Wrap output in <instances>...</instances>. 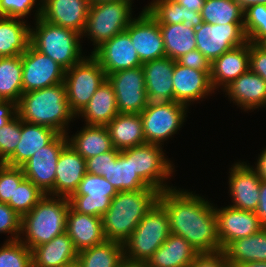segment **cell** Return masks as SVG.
<instances>
[{"label":"cell","instance_id":"6da1fadb","mask_svg":"<svg viewBox=\"0 0 266 267\" xmlns=\"http://www.w3.org/2000/svg\"><path fill=\"white\" fill-rule=\"evenodd\" d=\"M158 203L167 213L171 234L183 237L199 254L221 251L213 203L176 187L160 192Z\"/></svg>","mask_w":266,"mask_h":267},{"label":"cell","instance_id":"7a4b0ae2","mask_svg":"<svg viewBox=\"0 0 266 267\" xmlns=\"http://www.w3.org/2000/svg\"><path fill=\"white\" fill-rule=\"evenodd\" d=\"M159 194L160 191L152 187L117 192L101 217L106 240L123 244L158 202Z\"/></svg>","mask_w":266,"mask_h":267},{"label":"cell","instance_id":"3957f363","mask_svg":"<svg viewBox=\"0 0 266 267\" xmlns=\"http://www.w3.org/2000/svg\"><path fill=\"white\" fill-rule=\"evenodd\" d=\"M18 117L27 123L54 129L59 134H69V123L76 116L71 112L63 83L23 93L17 103Z\"/></svg>","mask_w":266,"mask_h":267},{"label":"cell","instance_id":"277c9868","mask_svg":"<svg viewBox=\"0 0 266 267\" xmlns=\"http://www.w3.org/2000/svg\"><path fill=\"white\" fill-rule=\"evenodd\" d=\"M69 206L66 197L44 195L29 213L21 217L22 237L19 240L31 250L66 232Z\"/></svg>","mask_w":266,"mask_h":267},{"label":"cell","instance_id":"5b68a950","mask_svg":"<svg viewBox=\"0 0 266 267\" xmlns=\"http://www.w3.org/2000/svg\"><path fill=\"white\" fill-rule=\"evenodd\" d=\"M35 23V27L30 28V45L49 56L65 71L86 57L82 55L80 33L49 23L41 16Z\"/></svg>","mask_w":266,"mask_h":267},{"label":"cell","instance_id":"8992f818","mask_svg":"<svg viewBox=\"0 0 266 267\" xmlns=\"http://www.w3.org/2000/svg\"><path fill=\"white\" fill-rule=\"evenodd\" d=\"M170 234L167 213L157 202L123 243L124 258L146 263Z\"/></svg>","mask_w":266,"mask_h":267},{"label":"cell","instance_id":"52a82bcc","mask_svg":"<svg viewBox=\"0 0 266 267\" xmlns=\"http://www.w3.org/2000/svg\"><path fill=\"white\" fill-rule=\"evenodd\" d=\"M132 4L126 0L100 2L89 6L82 38L93 42L91 54L105 41L125 31L133 19Z\"/></svg>","mask_w":266,"mask_h":267},{"label":"cell","instance_id":"ba28073f","mask_svg":"<svg viewBox=\"0 0 266 267\" xmlns=\"http://www.w3.org/2000/svg\"><path fill=\"white\" fill-rule=\"evenodd\" d=\"M106 79V73L92 54L65 71L68 105L75 116L84 109Z\"/></svg>","mask_w":266,"mask_h":267},{"label":"cell","instance_id":"9c48e42d","mask_svg":"<svg viewBox=\"0 0 266 267\" xmlns=\"http://www.w3.org/2000/svg\"><path fill=\"white\" fill-rule=\"evenodd\" d=\"M187 107L175 101H149L140 113L146 143L162 146L164 141L176 134L186 120Z\"/></svg>","mask_w":266,"mask_h":267},{"label":"cell","instance_id":"30bf717a","mask_svg":"<svg viewBox=\"0 0 266 267\" xmlns=\"http://www.w3.org/2000/svg\"><path fill=\"white\" fill-rule=\"evenodd\" d=\"M163 146L144 143L129 148L134 171L152 188L160 192L174 188L166 180L172 177L174 166L164 155Z\"/></svg>","mask_w":266,"mask_h":267},{"label":"cell","instance_id":"8fae6325","mask_svg":"<svg viewBox=\"0 0 266 267\" xmlns=\"http://www.w3.org/2000/svg\"><path fill=\"white\" fill-rule=\"evenodd\" d=\"M196 49L211 63L226 51L248 42L244 23L208 24L195 28Z\"/></svg>","mask_w":266,"mask_h":267},{"label":"cell","instance_id":"7c38bea8","mask_svg":"<svg viewBox=\"0 0 266 267\" xmlns=\"http://www.w3.org/2000/svg\"><path fill=\"white\" fill-rule=\"evenodd\" d=\"M117 100L119 113L140 114L148 105L145 73L142 66L107 75Z\"/></svg>","mask_w":266,"mask_h":267},{"label":"cell","instance_id":"4fadbf2b","mask_svg":"<svg viewBox=\"0 0 266 267\" xmlns=\"http://www.w3.org/2000/svg\"><path fill=\"white\" fill-rule=\"evenodd\" d=\"M67 144V134H58L22 166L25 178L45 195L55 196L56 165L60 152Z\"/></svg>","mask_w":266,"mask_h":267},{"label":"cell","instance_id":"5bb4252c","mask_svg":"<svg viewBox=\"0 0 266 267\" xmlns=\"http://www.w3.org/2000/svg\"><path fill=\"white\" fill-rule=\"evenodd\" d=\"M116 195L117 191L103 176L87 172L68 200L74 211L102 217Z\"/></svg>","mask_w":266,"mask_h":267},{"label":"cell","instance_id":"9a60e30c","mask_svg":"<svg viewBox=\"0 0 266 267\" xmlns=\"http://www.w3.org/2000/svg\"><path fill=\"white\" fill-rule=\"evenodd\" d=\"M22 66L23 93L64 82L65 70L31 45L22 54Z\"/></svg>","mask_w":266,"mask_h":267},{"label":"cell","instance_id":"2e32d148","mask_svg":"<svg viewBox=\"0 0 266 267\" xmlns=\"http://www.w3.org/2000/svg\"><path fill=\"white\" fill-rule=\"evenodd\" d=\"M126 31L142 64L166 57L159 23L148 11L134 17Z\"/></svg>","mask_w":266,"mask_h":267},{"label":"cell","instance_id":"e0dca14e","mask_svg":"<svg viewBox=\"0 0 266 267\" xmlns=\"http://www.w3.org/2000/svg\"><path fill=\"white\" fill-rule=\"evenodd\" d=\"M230 171L229 195L233 203L230 206L255 212L259 205L261 179L254 166L240 161L233 164Z\"/></svg>","mask_w":266,"mask_h":267},{"label":"cell","instance_id":"ac0fdd59","mask_svg":"<svg viewBox=\"0 0 266 267\" xmlns=\"http://www.w3.org/2000/svg\"><path fill=\"white\" fill-rule=\"evenodd\" d=\"M221 251L232 241L251 236L264 228L254 211L231 206L215 207Z\"/></svg>","mask_w":266,"mask_h":267},{"label":"cell","instance_id":"d6986e66","mask_svg":"<svg viewBox=\"0 0 266 267\" xmlns=\"http://www.w3.org/2000/svg\"><path fill=\"white\" fill-rule=\"evenodd\" d=\"M92 55L106 75L143 65L126 30L105 41Z\"/></svg>","mask_w":266,"mask_h":267},{"label":"cell","instance_id":"ffe728a7","mask_svg":"<svg viewBox=\"0 0 266 267\" xmlns=\"http://www.w3.org/2000/svg\"><path fill=\"white\" fill-rule=\"evenodd\" d=\"M211 70H196L175 62L173 71L174 101L190 106L212 94Z\"/></svg>","mask_w":266,"mask_h":267},{"label":"cell","instance_id":"44dd1931","mask_svg":"<svg viewBox=\"0 0 266 267\" xmlns=\"http://www.w3.org/2000/svg\"><path fill=\"white\" fill-rule=\"evenodd\" d=\"M90 4L87 0H42L41 17L82 35Z\"/></svg>","mask_w":266,"mask_h":267},{"label":"cell","instance_id":"7402d4cb","mask_svg":"<svg viewBox=\"0 0 266 267\" xmlns=\"http://www.w3.org/2000/svg\"><path fill=\"white\" fill-rule=\"evenodd\" d=\"M249 70V41L234 47L211 63L210 81L216 91L223 90L232 81Z\"/></svg>","mask_w":266,"mask_h":267},{"label":"cell","instance_id":"603a6c76","mask_svg":"<svg viewBox=\"0 0 266 267\" xmlns=\"http://www.w3.org/2000/svg\"><path fill=\"white\" fill-rule=\"evenodd\" d=\"M225 95L244 111L266 107V81L248 70L224 89Z\"/></svg>","mask_w":266,"mask_h":267},{"label":"cell","instance_id":"cb8c5ba5","mask_svg":"<svg viewBox=\"0 0 266 267\" xmlns=\"http://www.w3.org/2000/svg\"><path fill=\"white\" fill-rule=\"evenodd\" d=\"M176 60L164 57L142 65L148 100L151 102L174 101L173 71Z\"/></svg>","mask_w":266,"mask_h":267},{"label":"cell","instance_id":"d4e9b609","mask_svg":"<svg viewBox=\"0 0 266 267\" xmlns=\"http://www.w3.org/2000/svg\"><path fill=\"white\" fill-rule=\"evenodd\" d=\"M86 173V160L67 144L56 165L55 196L69 198Z\"/></svg>","mask_w":266,"mask_h":267},{"label":"cell","instance_id":"484cf974","mask_svg":"<svg viewBox=\"0 0 266 267\" xmlns=\"http://www.w3.org/2000/svg\"><path fill=\"white\" fill-rule=\"evenodd\" d=\"M66 233L78 252L106 241L101 217L80 214L70 206L67 213Z\"/></svg>","mask_w":266,"mask_h":267},{"label":"cell","instance_id":"4316f807","mask_svg":"<svg viewBox=\"0 0 266 267\" xmlns=\"http://www.w3.org/2000/svg\"><path fill=\"white\" fill-rule=\"evenodd\" d=\"M58 134L54 129L21 120V140L14 153L4 164L22 167L36 152L48 145Z\"/></svg>","mask_w":266,"mask_h":267},{"label":"cell","instance_id":"83f0119b","mask_svg":"<svg viewBox=\"0 0 266 267\" xmlns=\"http://www.w3.org/2000/svg\"><path fill=\"white\" fill-rule=\"evenodd\" d=\"M199 253L183 237L170 234L146 262L147 267H189Z\"/></svg>","mask_w":266,"mask_h":267},{"label":"cell","instance_id":"f1b7e54d","mask_svg":"<svg viewBox=\"0 0 266 267\" xmlns=\"http://www.w3.org/2000/svg\"><path fill=\"white\" fill-rule=\"evenodd\" d=\"M117 114L119 111L116 96L112 85L106 79L76 117H83L86 125L106 126Z\"/></svg>","mask_w":266,"mask_h":267},{"label":"cell","instance_id":"f546056e","mask_svg":"<svg viewBox=\"0 0 266 267\" xmlns=\"http://www.w3.org/2000/svg\"><path fill=\"white\" fill-rule=\"evenodd\" d=\"M113 147L124 150L146 143L140 114L119 113L106 125Z\"/></svg>","mask_w":266,"mask_h":267},{"label":"cell","instance_id":"4dcf8cb0","mask_svg":"<svg viewBox=\"0 0 266 267\" xmlns=\"http://www.w3.org/2000/svg\"><path fill=\"white\" fill-rule=\"evenodd\" d=\"M31 254L32 263L37 267H60L78 257V251L66 232L31 249Z\"/></svg>","mask_w":266,"mask_h":267},{"label":"cell","instance_id":"1f68e13d","mask_svg":"<svg viewBox=\"0 0 266 267\" xmlns=\"http://www.w3.org/2000/svg\"><path fill=\"white\" fill-rule=\"evenodd\" d=\"M77 132L67 134L68 144L85 160L114 148L106 126L85 125Z\"/></svg>","mask_w":266,"mask_h":267},{"label":"cell","instance_id":"d6a6232c","mask_svg":"<svg viewBox=\"0 0 266 267\" xmlns=\"http://www.w3.org/2000/svg\"><path fill=\"white\" fill-rule=\"evenodd\" d=\"M30 28L26 20L0 16V57L22 55L30 45Z\"/></svg>","mask_w":266,"mask_h":267},{"label":"cell","instance_id":"836d02e7","mask_svg":"<svg viewBox=\"0 0 266 267\" xmlns=\"http://www.w3.org/2000/svg\"><path fill=\"white\" fill-rule=\"evenodd\" d=\"M231 267L251 261H266V227L230 242L223 250Z\"/></svg>","mask_w":266,"mask_h":267},{"label":"cell","instance_id":"e575fe53","mask_svg":"<svg viewBox=\"0 0 266 267\" xmlns=\"http://www.w3.org/2000/svg\"><path fill=\"white\" fill-rule=\"evenodd\" d=\"M142 11H148L159 24H180L197 28L202 23L200 12L189 11L173 0H152Z\"/></svg>","mask_w":266,"mask_h":267},{"label":"cell","instance_id":"d590c367","mask_svg":"<svg viewBox=\"0 0 266 267\" xmlns=\"http://www.w3.org/2000/svg\"><path fill=\"white\" fill-rule=\"evenodd\" d=\"M165 47L166 57L176 60L196 49L195 28L180 24H159Z\"/></svg>","mask_w":266,"mask_h":267},{"label":"cell","instance_id":"8d00e7d4","mask_svg":"<svg viewBox=\"0 0 266 267\" xmlns=\"http://www.w3.org/2000/svg\"><path fill=\"white\" fill-rule=\"evenodd\" d=\"M77 259L81 267H118L124 259L123 244L106 240L79 251Z\"/></svg>","mask_w":266,"mask_h":267},{"label":"cell","instance_id":"74e56055","mask_svg":"<svg viewBox=\"0 0 266 267\" xmlns=\"http://www.w3.org/2000/svg\"><path fill=\"white\" fill-rule=\"evenodd\" d=\"M22 70V55L0 57V100L18 103L23 94Z\"/></svg>","mask_w":266,"mask_h":267},{"label":"cell","instance_id":"f35d334b","mask_svg":"<svg viewBox=\"0 0 266 267\" xmlns=\"http://www.w3.org/2000/svg\"><path fill=\"white\" fill-rule=\"evenodd\" d=\"M110 180L117 192L141 190L150 187L133 169L129 148L121 150L116 162H111Z\"/></svg>","mask_w":266,"mask_h":267},{"label":"cell","instance_id":"ab89813d","mask_svg":"<svg viewBox=\"0 0 266 267\" xmlns=\"http://www.w3.org/2000/svg\"><path fill=\"white\" fill-rule=\"evenodd\" d=\"M200 13L208 24L244 23V11L233 0H205Z\"/></svg>","mask_w":266,"mask_h":267},{"label":"cell","instance_id":"60d3db41","mask_svg":"<svg viewBox=\"0 0 266 267\" xmlns=\"http://www.w3.org/2000/svg\"><path fill=\"white\" fill-rule=\"evenodd\" d=\"M244 31L249 42L266 44V5L256 4L244 11Z\"/></svg>","mask_w":266,"mask_h":267},{"label":"cell","instance_id":"b9f144b4","mask_svg":"<svg viewBox=\"0 0 266 267\" xmlns=\"http://www.w3.org/2000/svg\"><path fill=\"white\" fill-rule=\"evenodd\" d=\"M45 194L30 180L24 179L14 192V200L7 204L21 217L29 213Z\"/></svg>","mask_w":266,"mask_h":267},{"label":"cell","instance_id":"7bdbcfd3","mask_svg":"<svg viewBox=\"0 0 266 267\" xmlns=\"http://www.w3.org/2000/svg\"><path fill=\"white\" fill-rule=\"evenodd\" d=\"M31 250L20 240L5 241L0 247V267H30Z\"/></svg>","mask_w":266,"mask_h":267},{"label":"cell","instance_id":"ee69618b","mask_svg":"<svg viewBox=\"0 0 266 267\" xmlns=\"http://www.w3.org/2000/svg\"><path fill=\"white\" fill-rule=\"evenodd\" d=\"M25 179L22 167L0 163V202L14 200V192Z\"/></svg>","mask_w":266,"mask_h":267},{"label":"cell","instance_id":"f6af8a7d","mask_svg":"<svg viewBox=\"0 0 266 267\" xmlns=\"http://www.w3.org/2000/svg\"><path fill=\"white\" fill-rule=\"evenodd\" d=\"M21 119L16 115L0 129V163H4L15 151L21 138Z\"/></svg>","mask_w":266,"mask_h":267},{"label":"cell","instance_id":"bcb514c9","mask_svg":"<svg viewBox=\"0 0 266 267\" xmlns=\"http://www.w3.org/2000/svg\"><path fill=\"white\" fill-rule=\"evenodd\" d=\"M0 0V16L12 17L23 19L31 13L34 6H37L35 10V20L42 15V0ZM39 6V7H38Z\"/></svg>","mask_w":266,"mask_h":267},{"label":"cell","instance_id":"7dc6e473","mask_svg":"<svg viewBox=\"0 0 266 267\" xmlns=\"http://www.w3.org/2000/svg\"><path fill=\"white\" fill-rule=\"evenodd\" d=\"M0 233L11 234L6 241H16L21 237V216L8 204L0 202Z\"/></svg>","mask_w":266,"mask_h":267},{"label":"cell","instance_id":"c3c4849f","mask_svg":"<svg viewBox=\"0 0 266 267\" xmlns=\"http://www.w3.org/2000/svg\"><path fill=\"white\" fill-rule=\"evenodd\" d=\"M120 150L113 148L111 151L86 159L87 172L103 176L107 181L110 178L111 162L117 161Z\"/></svg>","mask_w":266,"mask_h":267},{"label":"cell","instance_id":"681fc988","mask_svg":"<svg viewBox=\"0 0 266 267\" xmlns=\"http://www.w3.org/2000/svg\"><path fill=\"white\" fill-rule=\"evenodd\" d=\"M249 70L266 81V44L249 42Z\"/></svg>","mask_w":266,"mask_h":267},{"label":"cell","instance_id":"f907efd6","mask_svg":"<svg viewBox=\"0 0 266 267\" xmlns=\"http://www.w3.org/2000/svg\"><path fill=\"white\" fill-rule=\"evenodd\" d=\"M189 267H231L223 251L198 254Z\"/></svg>","mask_w":266,"mask_h":267},{"label":"cell","instance_id":"816d5d0a","mask_svg":"<svg viewBox=\"0 0 266 267\" xmlns=\"http://www.w3.org/2000/svg\"><path fill=\"white\" fill-rule=\"evenodd\" d=\"M176 63L196 70H211V62L197 49L180 56Z\"/></svg>","mask_w":266,"mask_h":267},{"label":"cell","instance_id":"f5cc1de1","mask_svg":"<svg viewBox=\"0 0 266 267\" xmlns=\"http://www.w3.org/2000/svg\"><path fill=\"white\" fill-rule=\"evenodd\" d=\"M17 115V103L11 100H0V129Z\"/></svg>","mask_w":266,"mask_h":267},{"label":"cell","instance_id":"db71d44e","mask_svg":"<svg viewBox=\"0 0 266 267\" xmlns=\"http://www.w3.org/2000/svg\"><path fill=\"white\" fill-rule=\"evenodd\" d=\"M263 227H266V181L261 180L259 205L255 211Z\"/></svg>","mask_w":266,"mask_h":267},{"label":"cell","instance_id":"11a10c76","mask_svg":"<svg viewBox=\"0 0 266 267\" xmlns=\"http://www.w3.org/2000/svg\"><path fill=\"white\" fill-rule=\"evenodd\" d=\"M255 170L262 181H266V148L262 150L255 163Z\"/></svg>","mask_w":266,"mask_h":267},{"label":"cell","instance_id":"9f6ffc18","mask_svg":"<svg viewBox=\"0 0 266 267\" xmlns=\"http://www.w3.org/2000/svg\"><path fill=\"white\" fill-rule=\"evenodd\" d=\"M178 2L181 6H184L189 11L201 12V9L205 3V0H173Z\"/></svg>","mask_w":266,"mask_h":267},{"label":"cell","instance_id":"6f0895ef","mask_svg":"<svg viewBox=\"0 0 266 267\" xmlns=\"http://www.w3.org/2000/svg\"><path fill=\"white\" fill-rule=\"evenodd\" d=\"M243 11L256 4L266 5V0H233Z\"/></svg>","mask_w":266,"mask_h":267},{"label":"cell","instance_id":"680465c9","mask_svg":"<svg viewBox=\"0 0 266 267\" xmlns=\"http://www.w3.org/2000/svg\"><path fill=\"white\" fill-rule=\"evenodd\" d=\"M118 267H147L146 263L143 262H136V261H129L127 259H123Z\"/></svg>","mask_w":266,"mask_h":267},{"label":"cell","instance_id":"91938a15","mask_svg":"<svg viewBox=\"0 0 266 267\" xmlns=\"http://www.w3.org/2000/svg\"><path fill=\"white\" fill-rule=\"evenodd\" d=\"M235 267H266V261H251L236 265Z\"/></svg>","mask_w":266,"mask_h":267},{"label":"cell","instance_id":"94428289","mask_svg":"<svg viewBox=\"0 0 266 267\" xmlns=\"http://www.w3.org/2000/svg\"><path fill=\"white\" fill-rule=\"evenodd\" d=\"M60 267H81L78 259H75L69 263L63 264Z\"/></svg>","mask_w":266,"mask_h":267},{"label":"cell","instance_id":"6125c7cd","mask_svg":"<svg viewBox=\"0 0 266 267\" xmlns=\"http://www.w3.org/2000/svg\"><path fill=\"white\" fill-rule=\"evenodd\" d=\"M90 5L100 3V2H110V1H118V0H87Z\"/></svg>","mask_w":266,"mask_h":267},{"label":"cell","instance_id":"be15d7a7","mask_svg":"<svg viewBox=\"0 0 266 267\" xmlns=\"http://www.w3.org/2000/svg\"><path fill=\"white\" fill-rule=\"evenodd\" d=\"M30 267H37L36 265H34L33 263L30 265Z\"/></svg>","mask_w":266,"mask_h":267}]
</instances>
